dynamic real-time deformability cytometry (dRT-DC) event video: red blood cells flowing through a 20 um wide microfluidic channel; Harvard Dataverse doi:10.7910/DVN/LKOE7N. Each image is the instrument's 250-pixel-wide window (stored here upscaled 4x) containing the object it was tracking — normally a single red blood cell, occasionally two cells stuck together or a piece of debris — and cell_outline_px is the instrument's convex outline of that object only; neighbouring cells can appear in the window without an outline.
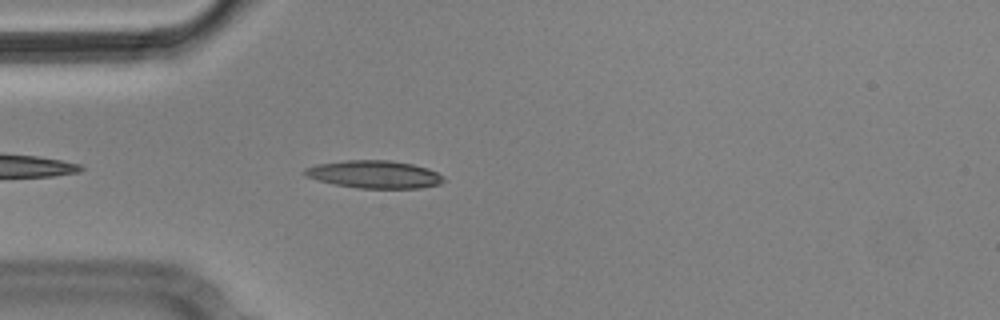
{"species": "Egyptian fruit bat (a non-hibernating species)", "species_latin": "Rousettus aegyptiacus", "temperature_condition": "cold", "stored_images_in_passage": 4, "camera_frame_rate_fps": 3000, "um_per_image_px": 0.085, "animal": {"sex": "male"}, "frame": {"image": 1, "passage_image": 4, "time_ms": 1.0, "image_size_px": [1000, 320], "cell_outline_px": [[444, 180], [440, 184], [420, 188], [356, 188], [316, 180], [304, 176], [304, 168], [316, 164], [344, 160], [392, 160], [412, 164], [428, 168], [444, 176]], "centroid_in_image_um": [31.8, 14.81], "position_along_channel_um": 53.2, "area_um2": 22.54}}